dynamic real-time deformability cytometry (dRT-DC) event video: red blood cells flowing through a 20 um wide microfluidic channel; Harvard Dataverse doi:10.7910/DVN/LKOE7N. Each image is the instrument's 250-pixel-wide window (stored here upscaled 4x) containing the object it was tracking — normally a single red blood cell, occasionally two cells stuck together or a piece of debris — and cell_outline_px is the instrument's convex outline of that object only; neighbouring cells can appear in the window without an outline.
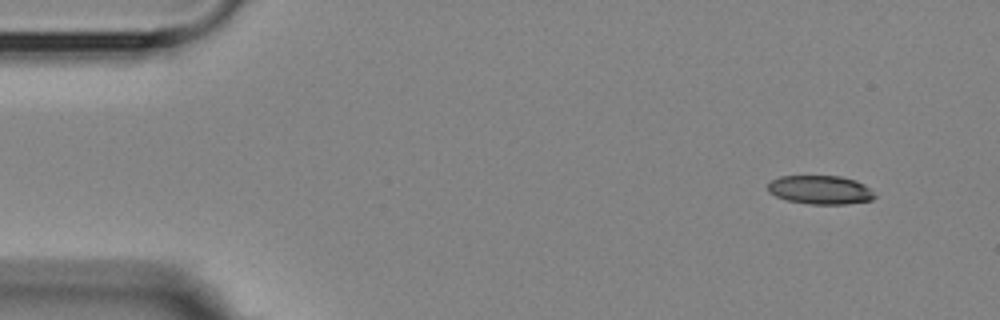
{"species": "Egyptian fruit bat (a non-hibernating species)", "species_latin": "Rousettus aegyptiacus", "temperature_condition": "room temperature", "stored_images_in_passage": 4, "camera_frame_rate_fps": 3000, "um_per_image_px": 0.085, "animal": {"sex": "female"}, "frame": {"image": 1, "passage_image": 1, "time_ms": 0.0, "image_size_px": [1000, 320], "cell_outline_px": [[876, 196], [872, 200], [844, 204], [808, 204], [788, 200], [776, 196], [768, 192], [768, 184], [772, 180], [780, 176], [840, 176], [856, 180], [864, 184]], "centroid_in_image_um": [69.72, 16.13], "position_along_channel_um": 15.3, "area_um2": 17.8}}
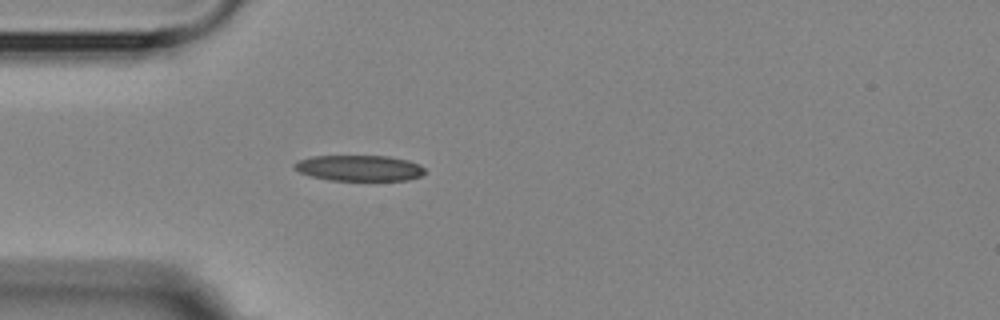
{"frame": {"image": 2, "passage_image": 4, "time_ms": 3.667, "image_size_px": [1000, 320], "cell_outline_px": [[424, 172], [420, 176], [408, 180], [328, 180], [312, 176], [300, 172], [292, 168], [292, 164], [300, 160], [312, 156], [388, 156], [408, 160], [420, 164], [424, 168]], "centroid_in_image_um": [30.53, 14.28], "position_along_channel_um": 54.5, "area_um2": 19.59}}